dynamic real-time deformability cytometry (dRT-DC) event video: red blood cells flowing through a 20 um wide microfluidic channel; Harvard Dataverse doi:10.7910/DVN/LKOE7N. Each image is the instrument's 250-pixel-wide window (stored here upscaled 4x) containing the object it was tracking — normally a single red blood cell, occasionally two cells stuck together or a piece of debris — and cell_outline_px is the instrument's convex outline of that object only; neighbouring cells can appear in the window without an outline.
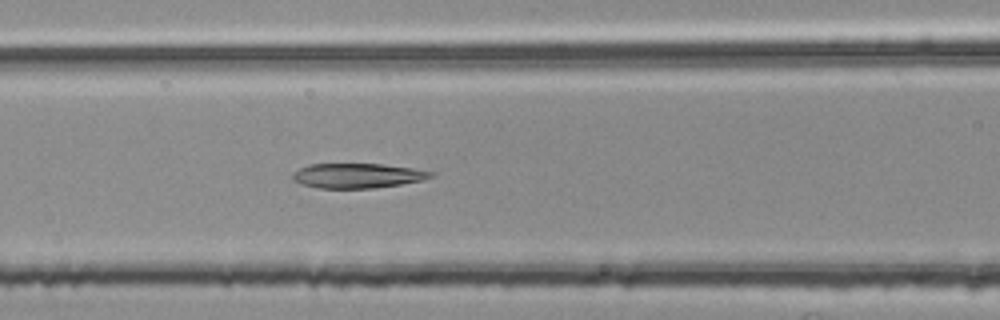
{"species": "common noctule bat (a hibernating species)", "species_latin": "Nyctalus noctula", "temperature_condition": "room temperature", "stored_images_in_passage": 43, "segment_of_instrument_passage": [2, 2], "camera_frame_rate_fps": 3000, "um_per_image_px": 0.085, "animal": {"sex": "female", "body_mass_g": 25.1}, "frame": {"image": 1, "passage_image": 19, "time_ms": 6.0, "image_size_px": [1000, 320], "cell_outline_px": [[436, 172], [432, 176], [424, 180], [400, 184], [372, 188], [316, 188], [300, 184], [292, 180], [292, 172], [308, 164], [380, 164], [412, 168]], "centroid_in_image_um": [30.34, 14.93], "position_along_channel_um": 136.3, "area_um2": 20.0}}
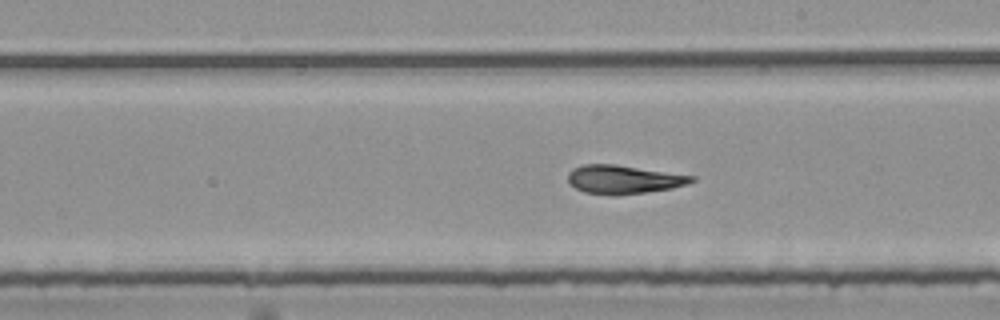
{"frame": {"image": 2, "passage_image": 27, "time_ms": 8.667, "image_size_px": [1000, 320], "cell_outline_px": [[696, 180], [688, 184], [672, 188], [616, 196], [612, 196], [584, 192], [576, 188], [568, 180], [568, 172], [572, 168], [584, 164], [616, 164], [696, 176]], "centroid_in_image_um": [53.01, 15.25], "position_along_channel_um": 236.0, "area_um2": 20.75}}
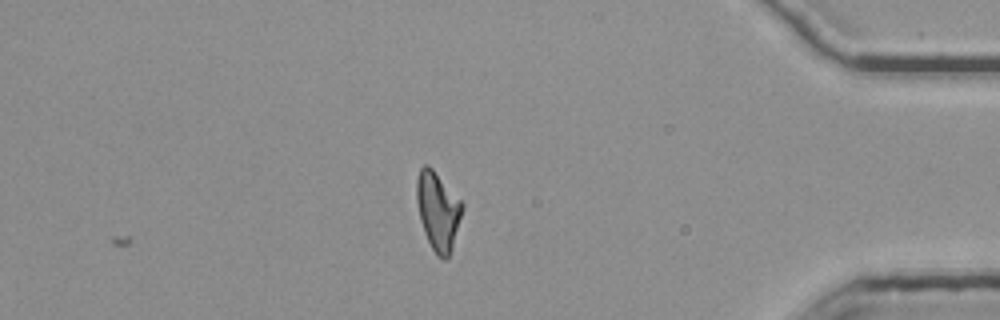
{"frame": {"image": 3, "passage_image": 43, "time_ms": 14.0, "image_size_px": [1000, 320], "cell_outline_px": [[464, 208], [452, 248], [448, 256], [444, 260], [436, 256], [424, 232], [420, 220], [416, 200], [416, 180], [420, 168], [424, 164], [428, 164], [432, 168], [464, 204]], "centroid_in_image_um": [37.22, 17.92], "position_along_channel_um": 398.0, "area_um2": 20.81}}